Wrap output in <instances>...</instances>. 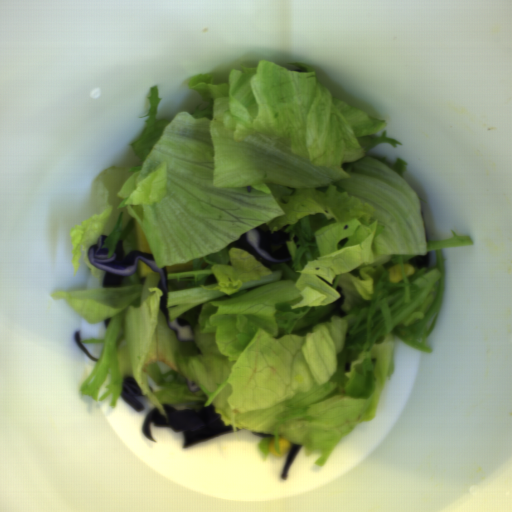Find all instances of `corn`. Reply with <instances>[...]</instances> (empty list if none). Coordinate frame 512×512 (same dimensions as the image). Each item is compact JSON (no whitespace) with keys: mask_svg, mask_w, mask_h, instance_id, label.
<instances>
[{"mask_svg":"<svg viewBox=\"0 0 512 512\" xmlns=\"http://www.w3.org/2000/svg\"><path fill=\"white\" fill-rule=\"evenodd\" d=\"M278 447L279 453L276 450L274 438H271L268 446L270 454H273L278 457L286 456L293 448L292 444H290L289 441L283 437H278Z\"/></svg>","mask_w":512,"mask_h":512,"instance_id":"1","label":"corn"},{"mask_svg":"<svg viewBox=\"0 0 512 512\" xmlns=\"http://www.w3.org/2000/svg\"><path fill=\"white\" fill-rule=\"evenodd\" d=\"M387 271H388V273L390 275V278H389L390 282L397 283L400 280H402L403 275H402V272H401L399 264L393 265L392 267L387 269Z\"/></svg>","mask_w":512,"mask_h":512,"instance_id":"2","label":"corn"},{"mask_svg":"<svg viewBox=\"0 0 512 512\" xmlns=\"http://www.w3.org/2000/svg\"><path fill=\"white\" fill-rule=\"evenodd\" d=\"M403 267H404L405 275H407V276H411L416 271L415 267L413 265H410V264L405 263V262L403 264Z\"/></svg>","mask_w":512,"mask_h":512,"instance_id":"3","label":"corn"}]
</instances>
